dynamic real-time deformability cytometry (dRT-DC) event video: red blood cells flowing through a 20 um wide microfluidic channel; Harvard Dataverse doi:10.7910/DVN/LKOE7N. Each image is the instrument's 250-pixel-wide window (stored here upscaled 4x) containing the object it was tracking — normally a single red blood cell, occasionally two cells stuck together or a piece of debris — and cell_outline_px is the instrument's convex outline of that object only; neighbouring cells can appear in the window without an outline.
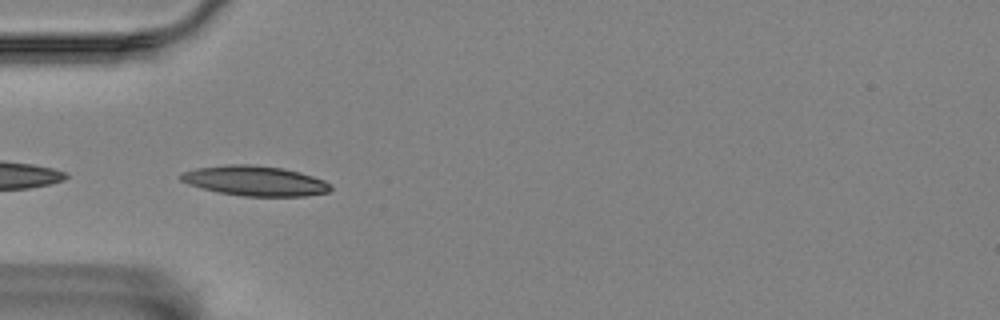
{"species": "Egyptian fruit bat (a non-hibernating species)", "species_latin": "Rousettus aegyptiacus", "temperature_condition": "room temperature", "stored_images_in_passage": 34, "camera_frame_rate_fps": 3000, "um_per_image_px": 0.085, "animal": {"sex": "female"}, "frame": {"image": 1, "passage_image": 1, "time_ms": 0.0, "image_size_px": [1000, 320], "cell_outline_px": [[332, 188], [328, 192], [304, 196], [244, 196], [220, 192], [188, 184], [180, 180], [180, 176], [184, 172], [196, 168], [228, 164], [248, 164], [284, 168], [300, 172], [324, 180]], "centroid_in_image_um": [21.68, 15.36], "position_along_channel_um": 63.3, "area_um2": 25.89}}
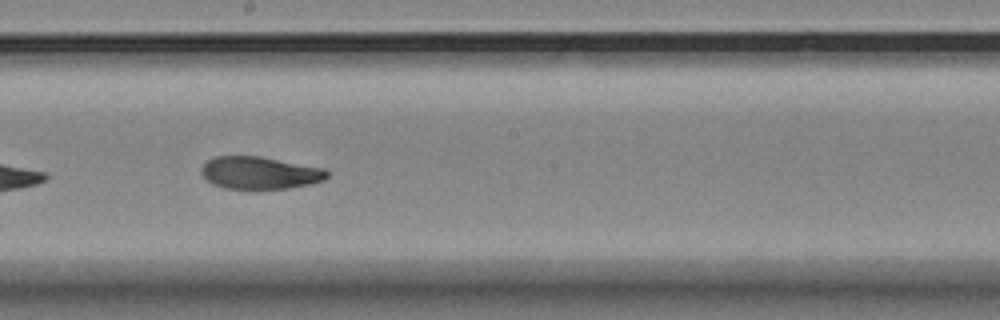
{"frame": {"image": 2, "passage_image": 15, "time_ms": 4.667, "image_size_px": [1000, 320], "cell_outline_px": [[328, 176], [324, 180], [308, 184], [288, 188], [256, 192], [224, 188], [212, 184], [200, 172], [200, 168], [208, 160], [216, 156], [260, 156], [324, 168], [328, 172]], "centroid_in_image_um": [22.05, 14.73], "position_along_channel_um": 226.1, "area_um2": 24.45}}
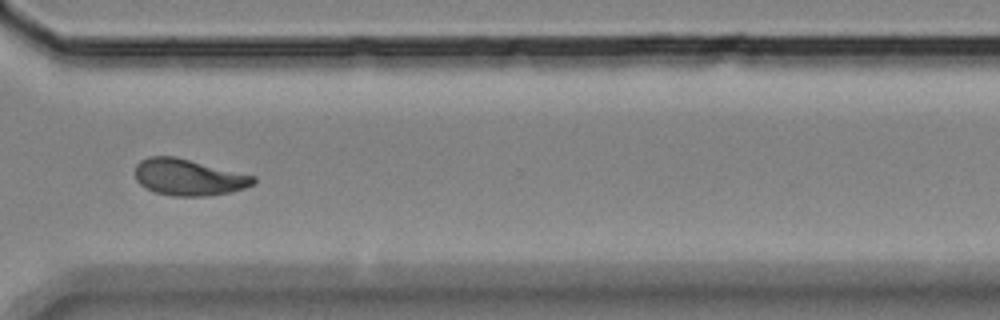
{"frame": {"image": 3, "passage_image": 26, "time_ms": 8.333, "image_size_px": [1000, 320], "cell_outline_px": [[256, 180], [252, 184], [244, 188], [232, 192], [208, 196], [172, 196], [156, 192], [144, 188], [136, 180], [136, 164], [140, 160], [148, 156], [176, 156], [256, 176]], "centroid_in_image_um": [16.02, 15.06], "position_along_channel_um": 354.6, "area_um2": 25.32}, "authors_computed_cell_mechanics": {"area_um2": 24.3627, "velocity_mm_per_s": 3.4981, "shape_relaxation_time_tau1_ms": 5.7742, "shape_relaxation_time_tau2_ms": 3.1057, "deformation_change_tau1": 0.1705, "deformation_change_tau2": 0.0585}}